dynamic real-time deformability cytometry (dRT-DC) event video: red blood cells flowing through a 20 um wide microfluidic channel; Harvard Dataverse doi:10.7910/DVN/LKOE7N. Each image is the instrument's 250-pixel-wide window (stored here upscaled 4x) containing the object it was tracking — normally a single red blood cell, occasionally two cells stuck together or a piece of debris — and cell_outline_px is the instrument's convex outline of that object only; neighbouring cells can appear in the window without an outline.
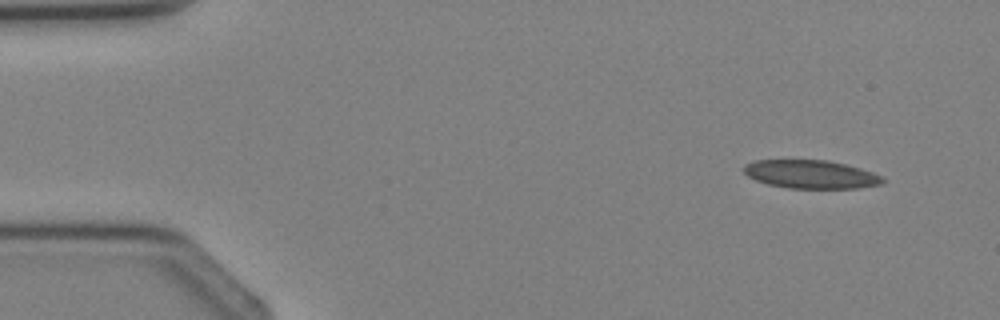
{"species": "Egyptian fruit bat (a non-hibernating species)", "species_latin": "Rousettus aegyptiacus", "temperature_condition": "cold", "stored_images_in_passage": 3, "camera_frame_rate_fps": 3000, "um_per_image_px": 0.085, "animal": {"sex": "female"}, "frame": {"image": 1, "passage_image": 1, "time_ms": 0.0, "image_size_px": [1000, 320], "cell_outline_px": [[884, 184], [860, 188], [788, 188], [768, 184], [756, 180], [748, 176], [744, 172], [744, 164], [756, 160], [828, 160], [860, 168], [884, 176]], "centroid_in_image_um": [68.95, 14.82], "position_along_channel_um": 16.0, "area_um2": 23.0}}
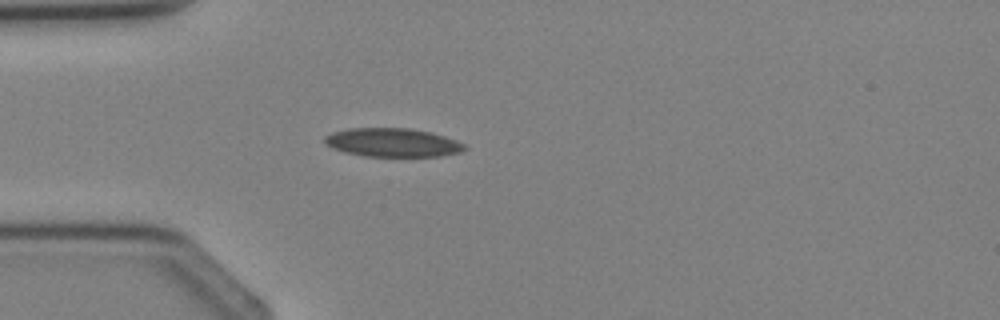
{"frame": {"image": 2, "passage_image": 3, "time_ms": 2.333, "image_size_px": [1000, 320], "cell_outline_px": [[468, 148], [460, 152], [440, 156], [364, 156], [344, 152], [332, 148], [324, 140], [324, 136], [332, 132], [348, 128], [412, 128], [432, 132], [456, 140], [464, 144]], "centroid_in_image_um": [33.38, 12.11], "position_along_channel_um": 51.6, "area_um2": 23.41}}